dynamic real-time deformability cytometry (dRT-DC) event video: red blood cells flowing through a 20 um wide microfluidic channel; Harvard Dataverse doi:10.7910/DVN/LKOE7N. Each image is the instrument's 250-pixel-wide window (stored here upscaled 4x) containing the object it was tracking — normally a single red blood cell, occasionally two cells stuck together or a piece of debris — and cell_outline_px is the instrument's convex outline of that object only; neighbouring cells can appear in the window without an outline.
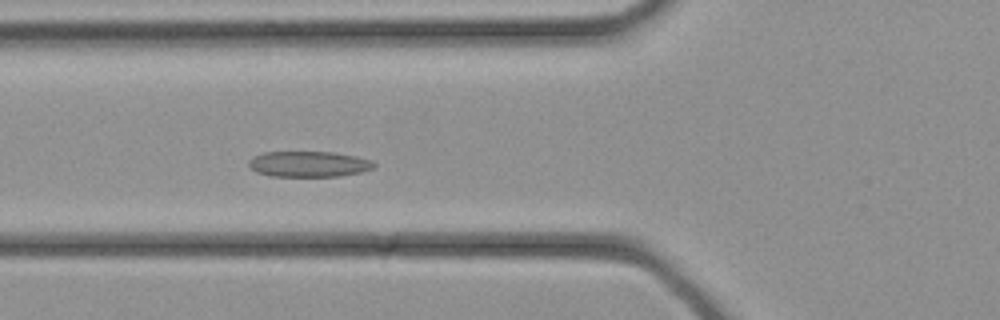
{"species": "common noctule bat (a hibernating species)", "species_latin": "Nyctalus noctula", "temperature_condition": "cold", "stored_images_in_passage": 35, "camera_frame_rate_fps": 3000, "um_per_image_px": 0.085, "animal": {"sex": "female", "body_mass_g": 21.9}, "frame": {"image": 1, "passage_image": 13, "time_ms": 4.0, "image_size_px": [1000, 320], "cell_outline_px": [[376, 164], [372, 168], [360, 172], [340, 176], [272, 176], [256, 172], [248, 164], [248, 160], [252, 156], [264, 152], [332, 152], [356, 156], [372, 160]], "centroid_in_image_um": [26.22, 13.94], "position_along_channel_um": 99.6, "area_um2": 18.73}}
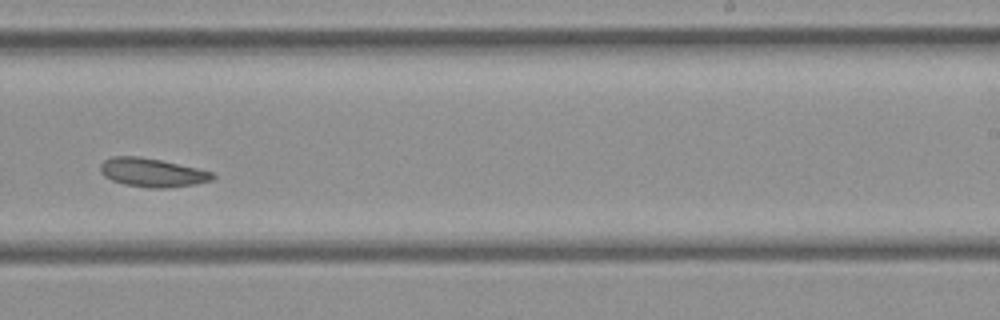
{"frame": {"image": 2, "passage_image": 22, "time_ms": 7.0, "image_size_px": [1000, 320], "cell_outline_px": [[216, 176], [212, 180], [192, 184], [168, 188], [148, 188], [124, 184], [112, 180], [104, 176], [100, 172], [100, 164], [104, 160], [112, 156], [140, 156], [160, 160], [196, 168], [212, 172]], "centroid_in_image_um": [12.9, 14.66], "position_along_channel_um": 276.1, "area_um2": 18.67}}
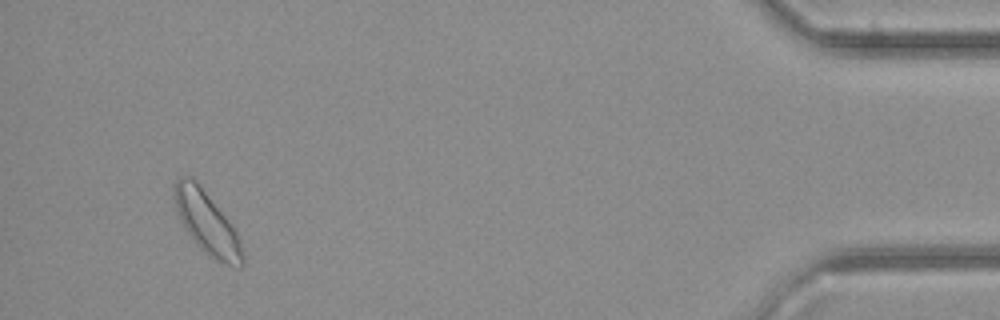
{"frame": {"image": 3, "passage_image": 33, "time_ms": 10.667, "image_size_px": [1000, 320], "cell_outline_px": [[244, 264], [240, 268], [216, 260], [208, 256], [200, 248], [188, 232], [180, 220], [172, 196], [172, 184], [176, 176], [192, 176], [200, 184], [228, 220], [236, 232], [240, 240], [244, 252]], "centroid_in_image_um": [17.55, 18.89], "position_along_channel_um": 417.6, "area_um2": 25.03}}